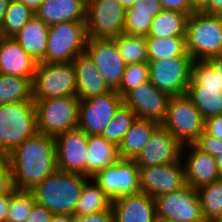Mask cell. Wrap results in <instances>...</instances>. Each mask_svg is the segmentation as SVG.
<instances>
[{
  "mask_svg": "<svg viewBox=\"0 0 222 222\" xmlns=\"http://www.w3.org/2000/svg\"><path fill=\"white\" fill-rule=\"evenodd\" d=\"M13 186L32 190L46 177L58 170L55 140L37 132L8 154Z\"/></svg>",
  "mask_w": 222,
  "mask_h": 222,
  "instance_id": "1",
  "label": "cell"
},
{
  "mask_svg": "<svg viewBox=\"0 0 222 222\" xmlns=\"http://www.w3.org/2000/svg\"><path fill=\"white\" fill-rule=\"evenodd\" d=\"M87 176L57 170L31 191L37 204L49 211L74 215Z\"/></svg>",
  "mask_w": 222,
  "mask_h": 222,
  "instance_id": "2",
  "label": "cell"
},
{
  "mask_svg": "<svg viewBox=\"0 0 222 222\" xmlns=\"http://www.w3.org/2000/svg\"><path fill=\"white\" fill-rule=\"evenodd\" d=\"M186 49L194 61L222 55V15L193 12L187 21Z\"/></svg>",
  "mask_w": 222,
  "mask_h": 222,
  "instance_id": "3",
  "label": "cell"
},
{
  "mask_svg": "<svg viewBox=\"0 0 222 222\" xmlns=\"http://www.w3.org/2000/svg\"><path fill=\"white\" fill-rule=\"evenodd\" d=\"M37 132L34 101L0 105V152L10 154Z\"/></svg>",
  "mask_w": 222,
  "mask_h": 222,
  "instance_id": "4",
  "label": "cell"
},
{
  "mask_svg": "<svg viewBox=\"0 0 222 222\" xmlns=\"http://www.w3.org/2000/svg\"><path fill=\"white\" fill-rule=\"evenodd\" d=\"M88 41L85 21H68L49 26L43 63H69L85 52Z\"/></svg>",
  "mask_w": 222,
  "mask_h": 222,
  "instance_id": "5",
  "label": "cell"
},
{
  "mask_svg": "<svg viewBox=\"0 0 222 222\" xmlns=\"http://www.w3.org/2000/svg\"><path fill=\"white\" fill-rule=\"evenodd\" d=\"M34 102L39 133L55 137L78 127L80 99L77 96L34 100Z\"/></svg>",
  "mask_w": 222,
  "mask_h": 222,
  "instance_id": "6",
  "label": "cell"
},
{
  "mask_svg": "<svg viewBox=\"0 0 222 222\" xmlns=\"http://www.w3.org/2000/svg\"><path fill=\"white\" fill-rule=\"evenodd\" d=\"M186 95L204 120L222 115V88L217 73L205 61H193Z\"/></svg>",
  "mask_w": 222,
  "mask_h": 222,
  "instance_id": "7",
  "label": "cell"
},
{
  "mask_svg": "<svg viewBox=\"0 0 222 222\" xmlns=\"http://www.w3.org/2000/svg\"><path fill=\"white\" fill-rule=\"evenodd\" d=\"M161 125L183 146L194 144L204 132L205 120L186 95L171 96Z\"/></svg>",
  "mask_w": 222,
  "mask_h": 222,
  "instance_id": "8",
  "label": "cell"
},
{
  "mask_svg": "<svg viewBox=\"0 0 222 222\" xmlns=\"http://www.w3.org/2000/svg\"><path fill=\"white\" fill-rule=\"evenodd\" d=\"M32 85L33 100L77 96V81L71 62L38 63Z\"/></svg>",
  "mask_w": 222,
  "mask_h": 222,
  "instance_id": "9",
  "label": "cell"
},
{
  "mask_svg": "<svg viewBox=\"0 0 222 222\" xmlns=\"http://www.w3.org/2000/svg\"><path fill=\"white\" fill-rule=\"evenodd\" d=\"M125 11L118 0H87L88 39H113L124 33Z\"/></svg>",
  "mask_w": 222,
  "mask_h": 222,
  "instance_id": "10",
  "label": "cell"
},
{
  "mask_svg": "<svg viewBox=\"0 0 222 222\" xmlns=\"http://www.w3.org/2000/svg\"><path fill=\"white\" fill-rule=\"evenodd\" d=\"M193 61L192 57L148 61L149 81L170 97L184 95L191 80Z\"/></svg>",
  "mask_w": 222,
  "mask_h": 222,
  "instance_id": "11",
  "label": "cell"
},
{
  "mask_svg": "<svg viewBox=\"0 0 222 222\" xmlns=\"http://www.w3.org/2000/svg\"><path fill=\"white\" fill-rule=\"evenodd\" d=\"M157 218L168 222H206L197 189L184 187L155 199Z\"/></svg>",
  "mask_w": 222,
  "mask_h": 222,
  "instance_id": "12",
  "label": "cell"
},
{
  "mask_svg": "<svg viewBox=\"0 0 222 222\" xmlns=\"http://www.w3.org/2000/svg\"><path fill=\"white\" fill-rule=\"evenodd\" d=\"M92 179L112 201L141 192L139 167L131 159H119L99 171Z\"/></svg>",
  "mask_w": 222,
  "mask_h": 222,
  "instance_id": "13",
  "label": "cell"
},
{
  "mask_svg": "<svg viewBox=\"0 0 222 222\" xmlns=\"http://www.w3.org/2000/svg\"><path fill=\"white\" fill-rule=\"evenodd\" d=\"M122 104L116 90L80 100L78 127L87 135H101Z\"/></svg>",
  "mask_w": 222,
  "mask_h": 222,
  "instance_id": "14",
  "label": "cell"
},
{
  "mask_svg": "<svg viewBox=\"0 0 222 222\" xmlns=\"http://www.w3.org/2000/svg\"><path fill=\"white\" fill-rule=\"evenodd\" d=\"M139 178L141 192L153 199L187 184L181 159L175 163L139 168Z\"/></svg>",
  "mask_w": 222,
  "mask_h": 222,
  "instance_id": "15",
  "label": "cell"
},
{
  "mask_svg": "<svg viewBox=\"0 0 222 222\" xmlns=\"http://www.w3.org/2000/svg\"><path fill=\"white\" fill-rule=\"evenodd\" d=\"M136 118L150 119L161 124L167 113L170 96L156 88L149 80L129 90L123 97Z\"/></svg>",
  "mask_w": 222,
  "mask_h": 222,
  "instance_id": "16",
  "label": "cell"
},
{
  "mask_svg": "<svg viewBox=\"0 0 222 222\" xmlns=\"http://www.w3.org/2000/svg\"><path fill=\"white\" fill-rule=\"evenodd\" d=\"M88 137L79 127L54 137L58 170L86 176Z\"/></svg>",
  "mask_w": 222,
  "mask_h": 222,
  "instance_id": "17",
  "label": "cell"
},
{
  "mask_svg": "<svg viewBox=\"0 0 222 222\" xmlns=\"http://www.w3.org/2000/svg\"><path fill=\"white\" fill-rule=\"evenodd\" d=\"M85 52L93 60L112 90H117L121 83L126 63L121 57L114 39H88Z\"/></svg>",
  "mask_w": 222,
  "mask_h": 222,
  "instance_id": "18",
  "label": "cell"
},
{
  "mask_svg": "<svg viewBox=\"0 0 222 222\" xmlns=\"http://www.w3.org/2000/svg\"><path fill=\"white\" fill-rule=\"evenodd\" d=\"M182 147L183 145L160 125L134 161L139 168L175 163L181 159Z\"/></svg>",
  "mask_w": 222,
  "mask_h": 222,
  "instance_id": "19",
  "label": "cell"
},
{
  "mask_svg": "<svg viewBox=\"0 0 222 222\" xmlns=\"http://www.w3.org/2000/svg\"><path fill=\"white\" fill-rule=\"evenodd\" d=\"M185 150L189 154L186 155ZM181 160L184 165L186 183L195 189L222 179L216 159L195 144H187L182 147Z\"/></svg>",
  "mask_w": 222,
  "mask_h": 222,
  "instance_id": "20",
  "label": "cell"
},
{
  "mask_svg": "<svg viewBox=\"0 0 222 222\" xmlns=\"http://www.w3.org/2000/svg\"><path fill=\"white\" fill-rule=\"evenodd\" d=\"M38 63L12 37L0 36V73L22 78L35 77Z\"/></svg>",
  "mask_w": 222,
  "mask_h": 222,
  "instance_id": "21",
  "label": "cell"
},
{
  "mask_svg": "<svg viewBox=\"0 0 222 222\" xmlns=\"http://www.w3.org/2000/svg\"><path fill=\"white\" fill-rule=\"evenodd\" d=\"M112 210L116 222H155L157 219L155 199L143 192L112 201Z\"/></svg>",
  "mask_w": 222,
  "mask_h": 222,
  "instance_id": "22",
  "label": "cell"
},
{
  "mask_svg": "<svg viewBox=\"0 0 222 222\" xmlns=\"http://www.w3.org/2000/svg\"><path fill=\"white\" fill-rule=\"evenodd\" d=\"M71 63L77 81V97L80 100L113 91L86 52L78 55Z\"/></svg>",
  "mask_w": 222,
  "mask_h": 222,
  "instance_id": "23",
  "label": "cell"
},
{
  "mask_svg": "<svg viewBox=\"0 0 222 222\" xmlns=\"http://www.w3.org/2000/svg\"><path fill=\"white\" fill-rule=\"evenodd\" d=\"M87 0H44L35 15L48 26L86 20Z\"/></svg>",
  "mask_w": 222,
  "mask_h": 222,
  "instance_id": "24",
  "label": "cell"
},
{
  "mask_svg": "<svg viewBox=\"0 0 222 222\" xmlns=\"http://www.w3.org/2000/svg\"><path fill=\"white\" fill-rule=\"evenodd\" d=\"M49 26L34 15L13 39L37 63L43 62L47 47Z\"/></svg>",
  "mask_w": 222,
  "mask_h": 222,
  "instance_id": "25",
  "label": "cell"
},
{
  "mask_svg": "<svg viewBox=\"0 0 222 222\" xmlns=\"http://www.w3.org/2000/svg\"><path fill=\"white\" fill-rule=\"evenodd\" d=\"M162 10L159 0H136L130 9L125 11L124 33L146 37L153 18Z\"/></svg>",
  "mask_w": 222,
  "mask_h": 222,
  "instance_id": "26",
  "label": "cell"
},
{
  "mask_svg": "<svg viewBox=\"0 0 222 222\" xmlns=\"http://www.w3.org/2000/svg\"><path fill=\"white\" fill-rule=\"evenodd\" d=\"M160 125L154 120L136 118L118 145L120 159L134 160Z\"/></svg>",
  "mask_w": 222,
  "mask_h": 222,
  "instance_id": "27",
  "label": "cell"
},
{
  "mask_svg": "<svg viewBox=\"0 0 222 222\" xmlns=\"http://www.w3.org/2000/svg\"><path fill=\"white\" fill-rule=\"evenodd\" d=\"M120 159L118 146L102 135H89L86 156V176L92 178L99 171Z\"/></svg>",
  "mask_w": 222,
  "mask_h": 222,
  "instance_id": "28",
  "label": "cell"
},
{
  "mask_svg": "<svg viewBox=\"0 0 222 222\" xmlns=\"http://www.w3.org/2000/svg\"><path fill=\"white\" fill-rule=\"evenodd\" d=\"M188 18L186 13L163 9L153 18L146 38L186 37Z\"/></svg>",
  "mask_w": 222,
  "mask_h": 222,
  "instance_id": "29",
  "label": "cell"
},
{
  "mask_svg": "<svg viewBox=\"0 0 222 222\" xmlns=\"http://www.w3.org/2000/svg\"><path fill=\"white\" fill-rule=\"evenodd\" d=\"M108 210H112V200L92 178H89L83 185L74 216L80 217Z\"/></svg>",
  "mask_w": 222,
  "mask_h": 222,
  "instance_id": "30",
  "label": "cell"
},
{
  "mask_svg": "<svg viewBox=\"0 0 222 222\" xmlns=\"http://www.w3.org/2000/svg\"><path fill=\"white\" fill-rule=\"evenodd\" d=\"M33 80L0 73V105L33 100Z\"/></svg>",
  "mask_w": 222,
  "mask_h": 222,
  "instance_id": "31",
  "label": "cell"
},
{
  "mask_svg": "<svg viewBox=\"0 0 222 222\" xmlns=\"http://www.w3.org/2000/svg\"><path fill=\"white\" fill-rule=\"evenodd\" d=\"M147 60L191 57L186 49V37L146 38Z\"/></svg>",
  "mask_w": 222,
  "mask_h": 222,
  "instance_id": "32",
  "label": "cell"
},
{
  "mask_svg": "<svg viewBox=\"0 0 222 222\" xmlns=\"http://www.w3.org/2000/svg\"><path fill=\"white\" fill-rule=\"evenodd\" d=\"M34 15L35 12L22 2L11 0L0 26V36L13 38Z\"/></svg>",
  "mask_w": 222,
  "mask_h": 222,
  "instance_id": "33",
  "label": "cell"
},
{
  "mask_svg": "<svg viewBox=\"0 0 222 222\" xmlns=\"http://www.w3.org/2000/svg\"><path fill=\"white\" fill-rule=\"evenodd\" d=\"M113 39L126 64L148 62L145 36L122 33Z\"/></svg>",
  "mask_w": 222,
  "mask_h": 222,
  "instance_id": "34",
  "label": "cell"
},
{
  "mask_svg": "<svg viewBox=\"0 0 222 222\" xmlns=\"http://www.w3.org/2000/svg\"><path fill=\"white\" fill-rule=\"evenodd\" d=\"M206 222H215L222 213V179L197 189Z\"/></svg>",
  "mask_w": 222,
  "mask_h": 222,
  "instance_id": "35",
  "label": "cell"
},
{
  "mask_svg": "<svg viewBox=\"0 0 222 222\" xmlns=\"http://www.w3.org/2000/svg\"><path fill=\"white\" fill-rule=\"evenodd\" d=\"M36 203L31 190L13 189L9 193V209L6 222H25Z\"/></svg>",
  "mask_w": 222,
  "mask_h": 222,
  "instance_id": "36",
  "label": "cell"
},
{
  "mask_svg": "<svg viewBox=\"0 0 222 222\" xmlns=\"http://www.w3.org/2000/svg\"><path fill=\"white\" fill-rule=\"evenodd\" d=\"M135 119V113L128 106L122 104L101 135L107 141L118 146Z\"/></svg>",
  "mask_w": 222,
  "mask_h": 222,
  "instance_id": "37",
  "label": "cell"
},
{
  "mask_svg": "<svg viewBox=\"0 0 222 222\" xmlns=\"http://www.w3.org/2000/svg\"><path fill=\"white\" fill-rule=\"evenodd\" d=\"M148 62L126 64L117 93L123 97L129 90L149 80Z\"/></svg>",
  "mask_w": 222,
  "mask_h": 222,
  "instance_id": "38",
  "label": "cell"
},
{
  "mask_svg": "<svg viewBox=\"0 0 222 222\" xmlns=\"http://www.w3.org/2000/svg\"><path fill=\"white\" fill-rule=\"evenodd\" d=\"M194 144L216 159L218 171L222 177V140L210 136L204 131Z\"/></svg>",
  "mask_w": 222,
  "mask_h": 222,
  "instance_id": "39",
  "label": "cell"
},
{
  "mask_svg": "<svg viewBox=\"0 0 222 222\" xmlns=\"http://www.w3.org/2000/svg\"><path fill=\"white\" fill-rule=\"evenodd\" d=\"M13 189L9 157L7 154L0 152V196L8 195Z\"/></svg>",
  "mask_w": 222,
  "mask_h": 222,
  "instance_id": "40",
  "label": "cell"
},
{
  "mask_svg": "<svg viewBox=\"0 0 222 222\" xmlns=\"http://www.w3.org/2000/svg\"><path fill=\"white\" fill-rule=\"evenodd\" d=\"M163 9L186 13L189 16L196 10L192 7L190 0H159Z\"/></svg>",
  "mask_w": 222,
  "mask_h": 222,
  "instance_id": "41",
  "label": "cell"
},
{
  "mask_svg": "<svg viewBox=\"0 0 222 222\" xmlns=\"http://www.w3.org/2000/svg\"><path fill=\"white\" fill-rule=\"evenodd\" d=\"M53 214L46 207L35 203L25 222H51Z\"/></svg>",
  "mask_w": 222,
  "mask_h": 222,
  "instance_id": "42",
  "label": "cell"
},
{
  "mask_svg": "<svg viewBox=\"0 0 222 222\" xmlns=\"http://www.w3.org/2000/svg\"><path fill=\"white\" fill-rule=\"evenodd\" d=\"M204 131L219 140H222V115L213 116L205 120Z\"/></svg>",
  "mask_w": 222,
  "mask_h": 222,
  "instance_id": "43",
  "label": "cell"
},
{
  "mask_svg": "<svg viewBox=\"0 0 222 222\" xmlns=\"http://www.w3.org/2000/svg\"><path fill=\"white\" fill-rule=\"evenodd\" d=\"M75 222H116L113 210L75 217Z\"/></svg>",
  "mask_w": 222,
  "mask_h": 222,
  "instance_id": "44",
  "label": "cell"
},
{
  "mask_svg": "<svg viewBox=\"0 0 222 222\" xmlns=\"http://www.w3.org/2000/svg\"><path fill=\"white\" fill-rule=\"evenodd\" d=\"M217 73L219 85L222 88V55L204 60Z\"/></svg>",
  "mask_w": 222,
  "mask_h": 222,
  "instance_id": "45",
  "label": "cell"
},
{
  "mask_svg": "<svg viewBox=\"0 0 222 222\" xmlns=\"http://www.w3.org/2000/svg\"><path fill=\"white\" fill-rule=\"evenodd\" d=\"M200 11L208 14L222 15V0H208V3Z\"/></svg>",
  "mask_w": 222,
  "mask_h": 222,
  "instance_id": "46",
  "label": "cell"
},
{
  "mask_svg": "<svg viewBox=\"0 0 222 222\" xmlns=\"http://www.w3.org/2000/svg\"><path fill=\"white\" fill-rule=\"evenodd\" d=\"M9 209V194L0 196V222H6Z\"/></svg>",
  "mask_w": 222,
  "mask_h": 222,
  "instance_id": "47",
  "label": "cell"
},
{
  "mask_svg": "<svg viewBox=\"0 0 222 222\" xmlns=\"http://www.w3.org/2000/svg\"><path fill=\"white\" fill-rule=\"evenodd\" d=\"M51 222H75V216L70 214H53Z\"/></svg>",
  "mask_w": 222,
  "mask_h": 222,
  "instance_id": "48",
  "label": "cell"
},
{
  "mask_svg": "<svg viewBox=\"0 0 222 222\" xmlns=\"http://www.w3.org/2000/svg\"><path fill=\"white\" fill-rule=\"evenodd\" d=\"M29 7L34 12L40 7L44 0H17Z\"/></svg>",
  "mask_w": 222,
  "mask_h": 222,
  "instance_id": "49",
  "label": "cell"
},
{
  "mask_svg": "<svg viewBox=\"0 0 222 222\" xmlns=\"http://www.w3.org/2000/svg\"><path fill=\"white\" fill-rule=\"evenodd\" d=\"M11 0H0V26L4 20L5 13Z\"/></svg>",
  "mask_w": 222,
  "mask_h": 222,
  "instance_id": "50",
  "label": "cell"
},
{
  "mask_svg": "<svg viewBox=\"0 0 222 222\" xmlns=\"http://www.w3.org/2000/svg\"><path fill=\"white\" fill-rule=\"evenodd\" d=\"M190 2L196 11H200L208 3V0H190Z\"/></svg>",
  "mask_w": 222,
  "mask_h": 222,
  "instance_id": "51",
  "label": "cell"
},
{
  "mask_svg": "<svg viewBox=\"0 0 222 222\" xmlns=\"http://www.w3.org/2000/svg\"><path fill=\"white\" fill-rule=\"evenodd\" d=\"M125 10L130 9L136 0H118Z\"/></svg>",
  "mask_w": 222,
  "mask_h": 222,
  "instance_id": "52",
  "label": "cell"
},
{
  "mask_svg": "<svg viewBox=\"0 0 222 222\" xmlns=\"http://www.w3.org/2000/svg\"><path fill=\"white\" fill-rule=\"evenodd\" d=\"M215 222H222V213Z\"/></svg>",
  "mask_w": 222,
  "mask_h": 222,
  "instance_id": "53",
  "label": "cell"
},
{
  "mask_svg": "<svg viewBox=\"0 0 222 222\" xmlns=\"http://www.w3.org/2000/svg\"><path fill=\"white\" fill-rule=\"evenodd\" d=\"M155 222H168V221L157 218Z\"/></svg>",
  "mask_w": 222,
  "mask_h": 222,
  "instance_id": "54",
  "label": "cell"
}]
</instances>
